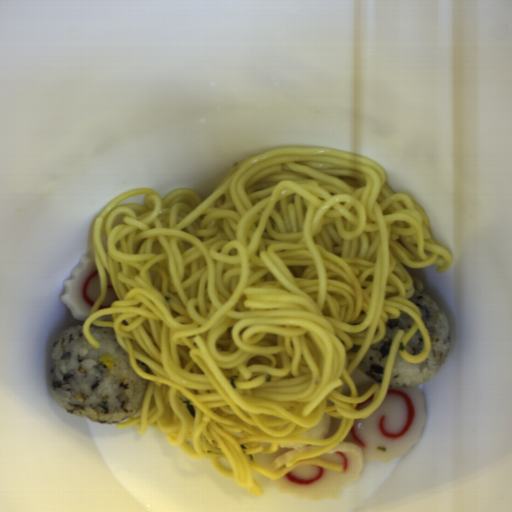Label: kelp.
<instances>
[{
	"label": "kelp",
	"instance_id": "kelp-1",
	"mask_svg": "<svg viewBox=\"0 0 512 512\" xmlns=\"http://www.w3.org/2000/svg\"><path fill=\"white\" fill-rule=\"evenodd\" d=\"M179 400L182 401L186 405V409L190 413L191 417H193L195 419L196 412H195V408L193 406L192 401H190L184 397H181V396L179 397Z\"/></svg>",
	"mask_w": 512,
	"mask_h": 512
},
{
	"label": "kelp",
	"instance_id": "kelp-2",
	"mask_svg": "<svg viewBox=\"0 0 512 512\" xmlns=\"http://www.w3.org/2000/svg\"><path fill=\"white\" fill-rule=\"evenodd\" d=\"M238 380H240V375H231L230 378H229V384L231 386L232 389H236V385H235V382H237Z\"/></svg>",
	"mask_w": 512,
	"mask_h": 512
}]
</instances>
